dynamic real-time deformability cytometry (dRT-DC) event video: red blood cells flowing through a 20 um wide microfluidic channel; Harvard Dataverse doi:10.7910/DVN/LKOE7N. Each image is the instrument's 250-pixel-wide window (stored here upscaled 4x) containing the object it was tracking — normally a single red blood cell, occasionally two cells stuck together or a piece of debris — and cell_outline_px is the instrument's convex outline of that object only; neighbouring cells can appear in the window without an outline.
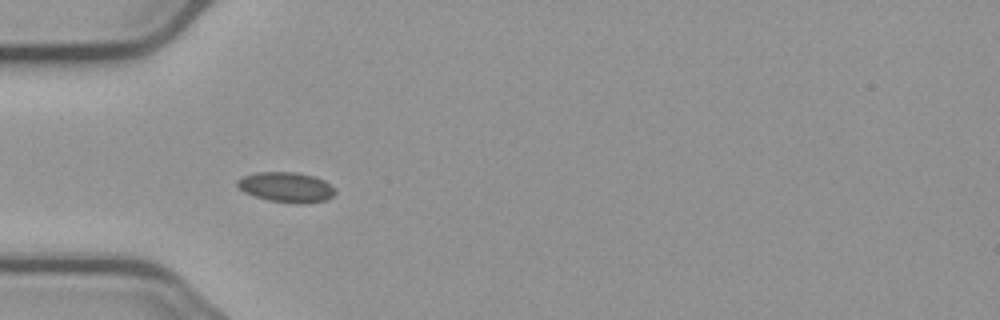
{"species": "common noctule bat (a hibernating species)", "species_latin": "Nyctalus noctula", "temperature_condition": "cold", "stored_images_in_passage": 4, "camera_frame_rate_fps": 3000, "um_per_image_px": 0.085, "animal": {"sex": "male", "body_mass_g": 23.1, "forearm_length_mm": 52.7}, "frame": {"image": 1, "passage_image": 3, "time_ms": 3.333, "image_size_px": [1000, 320], "cell_outline_px": [[336, 192], [328, 200], [304, 204], [296, 204], [268, 200], [244, 192], [236, 184], [236, 180], [244, 176], [256, 172], [296, 172], [312, 176], [324, 180], [336, 188]], "centroid_in_image_um": [24.37, 15.92], "position_along_channel_um": 60.6, "area_um2": 17.28}}
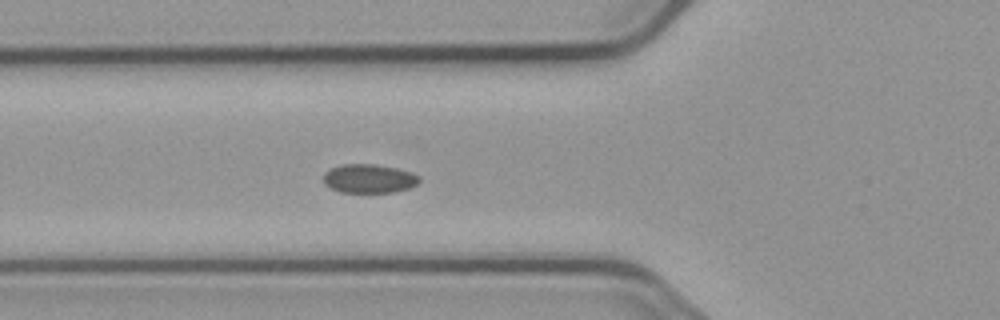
{"frame": {"image": 2, "passage_image": 4, "time_ms": 4.333, "image_size_px": [1000, 320], "cell_outline_px": [[420, 180], [416, 184], [408, 188], [396, 192], [340, 192], [324, 184], [324, 172], [340, 164], [376, 164], [396, 168], [412, 172], [420, 176]], "centroid_in_image_um": [31.37, 15.17], "position_along_channel_um": 94.4, "area_um2": 16.13}}